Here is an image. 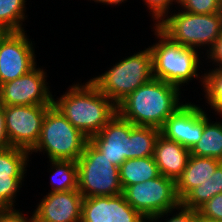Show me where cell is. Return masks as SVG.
<instances>
[{"mask_svg": "<svg viewBox=\"0 0 222 222\" xmlns=\"http://www.w3.org/2000/svg\"><path fill=\"white\" fill-rule=\"evenodd\" d=\"M179 96V87L153 78L127 96L117 106V113L135 126L161 129L165 121L184 105Z\"/></svg>", "mask_w": 222, "mask_h": 222, "instance_id": "6da1fadb", "label": "cell"}, {"mask_svg": "<svg viewBox=\"0 0 222 222\" xmlns=\"http://www.w3.org/2000/svg\"><path fill=\"white\" fill-rule=\"evenodd\" d=\"M68 89L58 100L53 99V105L88 138L99 133L117 113V106L90 80Z\"/></svg>", "mask_w": 222, "mask_h": 222, "instance_id": "7a4b0ae2", "label": "cell"}, {"mask_svg": "<svg viewBox=\"0 0 222 222\" xmlns=\"http://www.w3.org/2000/svg\"><path fill=\"white\" fill-rule=\"evenodd\" d=\"M154 29L155 36L160 40L153 46H149L153 77L180 89L193 78H200L197 70L201 63L198 50L173 42L156 25Z\"/></svg>", "mask_w": 222, "mask_h": 222, "instance_id": "3957f363", "label": "cell"}, {"mask_svg": "<svg viewBox=\"0 0 222 222\" xmlns=\"http://www.w3.org/2000/svg\"><path fill=\"white\" fill-rule=\"evenodd\" d=\"M152 55L146 48L124 58L90 81L116 106L138 87L153 79Z\"/></svg>", "mask_w": 222, "mask_h": 222, "instance_id": "277c9868", "label": "cell"}, {"mask_svg": "<svg viewBox=\"0 0 222 222\" xmlns=\"http://www.w3.org/2000/svg\"><path fill=\"white\" fill-rule=\"evenodd\" d=\"M89 138L75 128L53 104L48 108L36 146L30 151L46 153L49 160L77 161Z\"/></svg>", "mask_w": 222, "mask_h": 222, "instance_id": "5b68a950", "label": "cell"}, {"mask_svg": "<svg viewBox=\"0 0 222 222\" xmlns=\"http://www.w3.org/2000/svg\"><path fill=\"white\" fill-rule=\"evenodd\" d=\"M156 25L173 42L199 49L213 47L222 34V12L214 14H194L185 11L172 13Z\"/></svg>", "mask_w": 222, "mask_h": 222, "instance_id": "8992f818", "label": "cell"}, {"mask_svg": "<svg viewBox=\"0 0 222 222\" xmlns=\"http://www.w3.org/2000/svg\"><path fill=\"white\" fill-rule=\"evenodd\" d=\"M78 191L83 198L123 194L119 167L111 163L89 140L77 160Z\"/></svg>", "mask_w": 222, "mask_h": 222, "instance_id": "52a82bcc", "label": "cell"}, {"mask_svg": "<svg viewBox=\"0 0 222 222\" xmlns=\"http://www.w3.org/2000/svg\"><path fill=\"white\" fill-rule=\"evenodd\" d=\"M126 201L149 222H157L180 206L175 180L160 175L157 178L127 186Z\"/></svg>", "mask_w": 222, "mask_h": 222, "instance_id": "ba28073f", "label": "cell"}, {"mask_svg": "<svg viewBox=\"0 0 222 222\" xmlns=\"http://www.w3.org/2000/svg\"><path fill=\"white\" fill-rule=\"evenodd\" d=\"M51 105L4 106L10 146L31 151L40 136L45 114Z\"/></svg>", "mask_w": 222, "mask_h": 222, "instance_id": "9c48e42d", "label": "cell"}, {"mask_svg": "<svg viewBox=\"0 0 222 222\" xmlns=\"http://www.w3.org/2000/svg\"><path fill=\"white\" fill-rule=\"evenodd\" d=\"M46 72L36 66L27 74L0 85V104L52 105L53 95L47 86Z\"/></svg>", "mask_w": 222, "mask_h": 222, "instance_id": "30bf717a", "label": "cell"}, {"mask_svg": "<svg viewBox=\"0 0 222 222\" xmlns=\"http://www.w3.org/2000/svg\"><path fill=\"white\" fill-rule=\"evenodd\" d=\"M25 31L12 32L0 46V85L20 78L36 65L32 41Z\"/></svg>", "mask_w": 222, "mask_h": 222, "instance_id": "8fae6325", "label": "cell"}, {"mask_svg": "<svg viewBox=\"0 0 222 222\" xmlns=\"http://www.w3.org/2000/svg\"><path fill=\"white\" fill-rule=\"evenodd\" d=\"M135 127L118 113L102 128L91 136L89 141L117 167L131 159V130Z\"/></svg>", "mask_w": 222, "mask_h": 222, "instance_id": "7c38bea8", "label": "cell"}, {"mask_svg": "<svg viewBox=\"0 0 222 222\" xmlns=\"http://www.w3.org/2000/svg\"><path fill=\"white\" fill-rule=\"evenodd\" d=\"M29 155L30 151L12 146L0 151V212L15 209Z\"/></svg>", "mask_w": 222, "mask_h": 222, "instance_id": "4fadbf2b", "label": "cell"}, {"mask_svg": "<svg viewBox=\"0 0 222 222\" xmlns=\"http://www.w3.org/2000/svg\"><path fill=\"white\" fill-rule=\"evenodd\" d=\"M204 125V110L191 102L185 103L165 121L160 134L191 150L202 137Z\"/></svg>", "mask_w": 222, "mask_h": 222, "instance_id": "5bb4252c", "label": "cell"}, {"mask_svg": "<svg viewBox=\"0 0 222 222\" xmlns=\"http://www.w3.org/2000/svg\"><path fill=\"white\" fill-rule=\"evenodd\" d=\"M81 222H148L123 194L83 198Z\"/></svg>", "mask_w": 222, "mask_h": 222, "instance_id": "9a60e30c", "label": "cell"}, {"mask_svg": "<svg viewBox=\"0 0 222 222\" xmlns=\"http://www.w3.org/2000/svg\"><path fill=\"white\" fill-rule=\"evenodd\" d=\"M82 201L78 189L49 192L34 210V222H81Z\"/></svg>", "mask_w": 222, "mask_h": 222, "instance_id": "2e32d148", "label": "cell"}, {"mask_svg": "<svg viewBox=\"0 0 222 222\" xmlns=\"http://www.w3.org/2000/svg\"><path fill=\"white\" fill-rule=\"evenodd\" d=\"M190 155V150L178 142L169 140L161 134L158 136L153 158L161 175L176 181L187 166Z\"/></svg>", "mask_w": 222, "mask_h": 222, "instance_id": "e0dca14e", "label": "cell"}, {"mask_svg": "<svg viewBox=\"0 0 222 222\" xmlns=\"http://www.w3.org/2000/svg\"><path fill=\"white\" fill-rule=\"evenodd\" d=\"M222 161L190 155L187 166L175 181L177 196L180 201L195 187L206 182Z\"/></svg>", "mask_w": 222, "mask_h": 222, "instance_id": "ac0fdd59", "label": "cell"}, {"mask_svg": "<svg viewBox=\"0 0 222 222\" xmlns=\"http://www.w3.org/2000/svg\"><path fill=\"white\" fill-rule=\"evenodd\" d=\"M119 175L124 190L127 186L157 178L161 174L153 156H149L125 160L119 167Z\"/></svg>", "mask_w": 222, "mask_h": 222, "instance_id": "d6986e66", "label": "cell"}, {"mask_svg": "<svg viewBox=\"0 0 222 222\" xmlns=\"http://www.w3.org/2000/svg\"><path fill=\"white\" fill-rule=\"evenodd\" d=\"M207 115L205 112V125L202 137L190 150V154L222 161V123L209 122Z\"/></svg>", "mask_w": 222, "mask_h": 222, "instance_id": "ffe728a7", "label": "cell"}, {"mask_svg": "<svg viewBox=\"0 0 222 222\" xmlns=\"http://www.w3.org/2000/svg\"><path fill=\"white\" fill-rule=\"evenodd\" d=\"M220 193H222V163L206 182L193 188L181 200V205L188 209L197 210L205 202Z\"/></svg>", "mask_w": 222, "mask_h": 222, "instance_id": "44dd1931", "label": "cell"}, {"mask_svg": "<svg viewBox=\"0 0 222 222\" xmlns=\"http://www.w3.org/2000/svg\"><path fill=\"white\" fill-rule=\"evenodd\" d=\"M52 166L50 192H66L78 189L77 161L49 160ZM54 168V169H53Z\"/></svg>", "mask_w": 222, "mask_h": 222, "instance_id": "7402d4cb", "label": "cell"}, {"mask_svg": "<svg viewBox=\"0 0 222 222\" xmlns=\"http://www.w3.org/2000/svg\"><path fill=\"white\" fill-rule=\"evenodd\" d=\"M159 135L160 129L135 126L131 130V158L153 156L155 143Z\"/></svg>", "mask_w": 222, "mask_h": 222, "instance_id": "603a6c76", "label": "cell"}, {"mask_svg": "<svg viewBox=\"0 0 222 222\" xmlns=\"http://www.w3.org/2000/svg\"><path fill=\"white\" fill-rule=\"evenodd\" d=\"M25 0H0V24L13 32L24 31Z\"/></svg>", "mask_w": 222, "mask_h": 222, "instance_id": "cb8c5ba5", "label": "cell"}, {"mask_svg": "<svg viewBox=\"0 0 222 222\" xmlns=\"http://www.w3.org/2000/svg\"><path fill=\"white\" fill-rule=\"evenodd\" d=\"M200 78L207 103L217 114L222 115V69H216L204 73Z\"/></svg>", "mask_w": 222, "mask_h": 222, "instance_id": "d4e9b609", "label": "cell"}, {"mask_svg": "<svg viewBox=\"0 0 222 222\" xmlns=\"http://www.w3.org/2000/svg\"><path fill=\"white\" fill-rule=\"evenodd\" d=\"M182 11L194 14H214L222 12L220 0H180Z\"/></svg>", "mask_w": 222, "mask_h": 222, "instance_id": "484cf974", "label": "cell"}, {"mask_svg": "<svg viewBox=\"0 0 222 222\" xmlns=\"http://www.w3.org/2000/svg\"><path fill=\"white\" fill-rule=\"evenodd\" d=\"M197 212L204 217L222 221V193L205 202L197 209Z\"/></svg>", "mask_w": 222, "mask_h": 222, "instance_id": "4316f807", "label": "cell"}, {"mask_svg": "<svg viewBox=\"0 0 222 222\" xmlns=\"http://www.w3.org/2000/svg\"><path fill=\"white\" fill-rule=\"evenodd\" d=\"M146 6L149 8L152 13V18L156 20L154 25H158L166 16H168V12L172 2H177L179 4L180 0H144Z\"/></svg>", "mask_w": 222, "mask_h": 222, "instance_id": "83f0119b", "label": "cell"}, {"mask_svg": "<svg viewBox=\"0 0 222 222\" xmlns=\"http://www.w3.org/2000/svg\"><path fill=\"white\" fill-rule=\"evenodd\" d=\"M179 212L176 213L173 217L165 222H196V210L188 209L183 207L181 204L177 207Z\"/></svg>", "mask_w": 222, "mask_h": 222, "instance_id": "f1b7e54d", "label": "cell"}, {"mask_svg": "<svg viewBox=\"0 0 222 222\" xmlns=\"http://www.w3.org/2000/svg\"><path fill=\"white\" fill-rule=\"evenodd\" d=\"M0 222H34V217L32 215V217L28 219L24 214H22V212L13 209L9 211H1Z\"/></svg>", "mask_w": 222, "mask_h": 222, "instance_id": "f546056e", "label": "cell"}, {"mask_svg": "<svg viewBox=\"0 0 222 222\" xmlns=\"http://www.w3.org/2000/svg\"><path fill=\"white\" fill-rule=\"evenodd\" d=\"M208 59L213 61V64L217 63L216 69H222V34L218 37L213 47L207 52ZM219 66V67H218Z\"/></svg>", "mask_w": 222, "mask_h": 222, "instance_id": "4dcf8cb0", "label": "cell"}, {"mask_svg": "<svg viewBox=\"0 0 222 222\" xmlns=\"http://www.w3.org/2000/svg\"><path fill=\"white\" fill-rule=\"evenodd\" d=\"M11 147L5 126L4 106L0 104V151Z\"/></svg>", "mask_w": 222, "mask_h": 222, "instance_id": "1f68e13d", "label": "cell"}, {"mask_svg": "<svg viewBox=\"0 0 222 222\" xmlns=\"http://www.w3.org/2000/svg\"><path fill=\"white\" fill-rule=\"evenodd\" d=\"M12 32L8 27L0 24V46Z\"/></svg>", "mask_w": 222, "mask_h": 222, "instance_id": "d6a6232c", "label": "cell"}, {"mask_svg": "<svg viewBox=\"0 0 222 222\" xmlns=\"http://www.w3.org/2000/svg\"><path fill=\"white\" fill-rule=\"evenodd\" d=\"M196 222H222V221H217V220L204 217L203 215H200L196 210Z\"/></svg>", "mask_w": 222, "mask_h": 222, "instance_id": "836d02e7", "label": "cell"}, {"mask_svg": "<svg viewBox=\"0 0 222 222\" xmlns=\"http://www.w3.org/2000/svg\"><path fill=\"white\" fill-rule=\"evenodd\" d=\"M91 1V0H90ZM94 2H98V3H104V4H108V5H119L120 3L126 1V0H92Z\"/></svg>", "mask_w": 222, "mask_h": 222, "instance_id": "e575fe53", "label": "cell"}]
</instances>
